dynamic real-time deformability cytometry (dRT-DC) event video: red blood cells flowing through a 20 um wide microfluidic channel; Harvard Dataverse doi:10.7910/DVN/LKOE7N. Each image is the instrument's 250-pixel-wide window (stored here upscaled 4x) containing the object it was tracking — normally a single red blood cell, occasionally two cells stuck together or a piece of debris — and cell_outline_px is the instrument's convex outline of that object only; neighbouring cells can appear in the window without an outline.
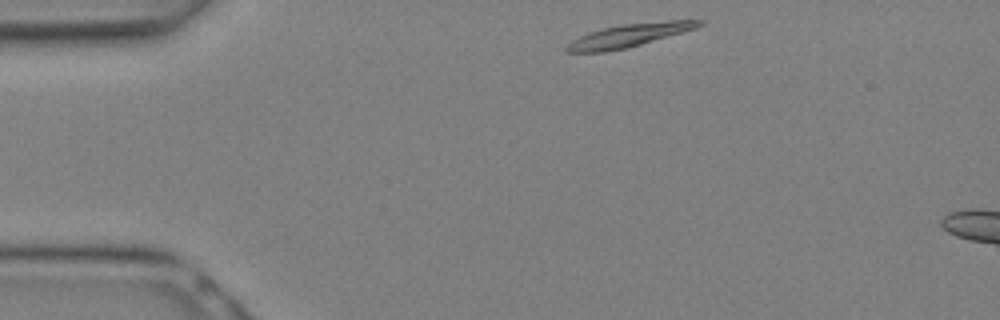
{"species": "Egyptian fruit bat (a non-hibernating species)", "species_latin": "Rousettus aegyptiacus", "temperature_condition": "warm", "stored_images_in_passage": 3, "camera_frame_rate_fps": 3000, "um_per_image_px": 0.085, "animal": {"sex": "female"}, "frame": {"image": 1, "passage_image": 1, "time_ms": 0.0, "image_size_px": [1000, 320], "cell_outline_px": [[704, 24], [696, 28], [640, 44], [624, 48], [604, 52], [564, 52], [564, 48], [572, 40], [580, 36], [604, 28], [620, 24], [668, 20], [704, 20]], "centroid_in_image_um": [53.47, 3.0], "position_along_channel_um": 31.5, "area_um2": 17.51}}